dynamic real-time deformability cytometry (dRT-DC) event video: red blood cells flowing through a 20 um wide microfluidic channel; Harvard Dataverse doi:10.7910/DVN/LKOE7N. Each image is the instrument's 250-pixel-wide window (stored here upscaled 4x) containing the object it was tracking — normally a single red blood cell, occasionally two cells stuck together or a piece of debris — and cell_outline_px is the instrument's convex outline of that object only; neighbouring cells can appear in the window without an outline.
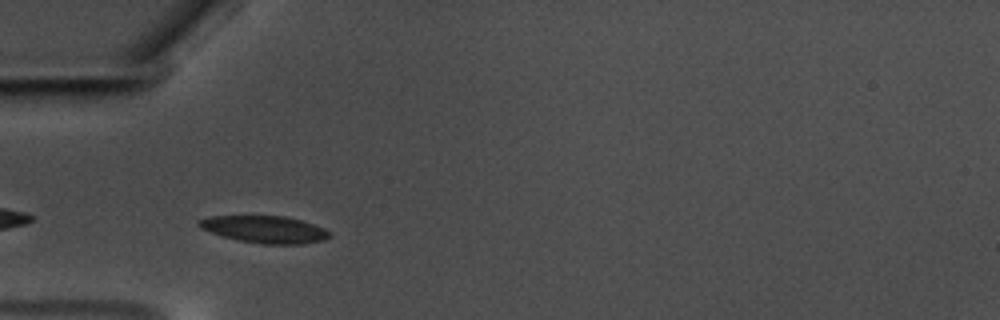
{"species": "common noctule bat (a hibernating species)", "species_latin": "Nyctalus noctula", "temperature_condition": "warm", "stored_images_in_passage": 33, "camera_frame_rate_fps": 3000, "um_per_image_px": 0.085, "animal": {"sex": "male", "body_mass_g": 17.5, "forearm_length_mm": 52.3}, "frame": {"image": 1, "passage_image": 2, "time_ms": 0.333, "image_size_px": [1000, 320], "cell_outline_px": [[332, 236], [324, 240], [304, 244], [264, 244], [240, 240], [224, 236], [200, 228], [196, 224], [196, 220], [208, 216], [284, 216], [300, 220], [324, 228], [332, 232]], "centroid_in_image_um": [22.52, 19.49], "position_along_channel_um": 62.5, "area_um2": 20.63}}
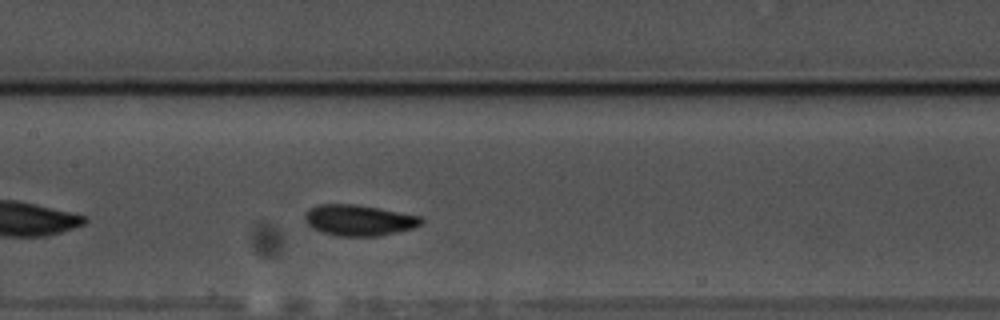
{"frame": {"image": 2, "passage_image": 12, "time_ms": 3.667, "image_size_px": [1000, 320], "cell_outline_px": [[424, 224], [412, 228], [396, 232], [376, 236], [336, 236], [320, 232], [312, 228], [304, 220], [304, 216], [312, 208], [320, 204], [356, 204], [380, 208], [420, 216], [424, 220]], "centroid_in_image_um": [30.52, 18.72], "position_along_channel_um": 176.9, "area_um2": 20.98}}
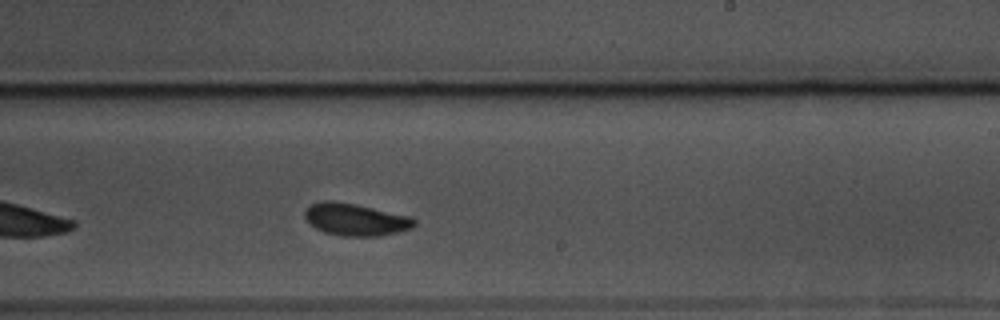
{"frame": {"image": 3, "passage_image": 19, "time_ms": 6.0, "image_size_px": [1000, 320], "cell_outline_px": [[416, 224], [412, 228], [380, 236], [340, 236], [324, 232], [316, 228], [304, 216], [304, 212], [312, 204], [324, 200], [332, 200], [356, 204], [412, 216], [416, 220]], "centroid_in_image_um": [30.26, 18.65], "position_along_channel_um": 258.7, "area_um2": 20.58}, "authors_computed_cell_mechanics": {"area_um2": 20.2878, "velocity_mm_per_s": 3.5263, "shape_relaxation_time_tau1_ms": 2.5627, "shape_relaxation_time_tau2_ms": 1.177, "deformation_change_tau1": 0.1339, "deformation_change_tau2": 0.059}}